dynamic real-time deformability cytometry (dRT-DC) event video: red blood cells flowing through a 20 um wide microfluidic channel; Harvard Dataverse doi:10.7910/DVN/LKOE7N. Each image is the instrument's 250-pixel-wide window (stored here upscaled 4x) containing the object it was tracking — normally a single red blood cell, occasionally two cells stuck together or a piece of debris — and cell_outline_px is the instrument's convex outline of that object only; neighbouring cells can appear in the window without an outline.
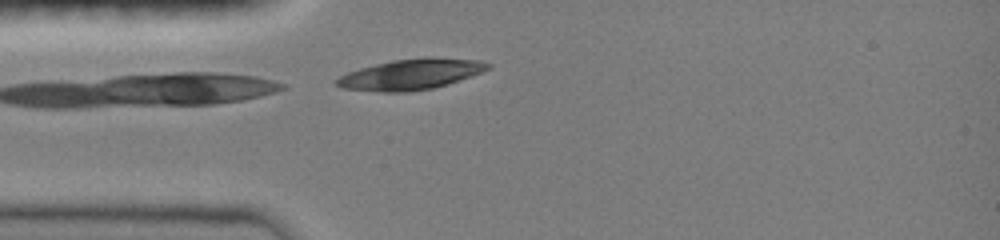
{"species": "common noctule bat (a hibernating species)", "species_latin": "Nyctalus noctula", "temperature_condition": "room temperature", "stored_images_in_passage": 9, "camera_frame_rate_fps": 3000, "um_per_image_px": 0.085, "animal": {"sex": "female", "body_mass_g": 19.0, "forearm_length_mm": 51.5}, "frame": {"image": 1, "passage_image": 9, "time_ms": 2.0, "image_size_px": [1000, 240], "cell_outline_px": [[492, 68], [484, 72], [448, 84], [432, 88], [404, 92], [380, 92], [344, 88], [332, 84], [332, 80], [348, 72], [360, 68], [392, 60], [428, 56], [480, 60], [492, 64]], "centroid_in_image_um": [34.95, 6.31], "position_along_channel_um": 50.0, "area_um2": 27.4}}